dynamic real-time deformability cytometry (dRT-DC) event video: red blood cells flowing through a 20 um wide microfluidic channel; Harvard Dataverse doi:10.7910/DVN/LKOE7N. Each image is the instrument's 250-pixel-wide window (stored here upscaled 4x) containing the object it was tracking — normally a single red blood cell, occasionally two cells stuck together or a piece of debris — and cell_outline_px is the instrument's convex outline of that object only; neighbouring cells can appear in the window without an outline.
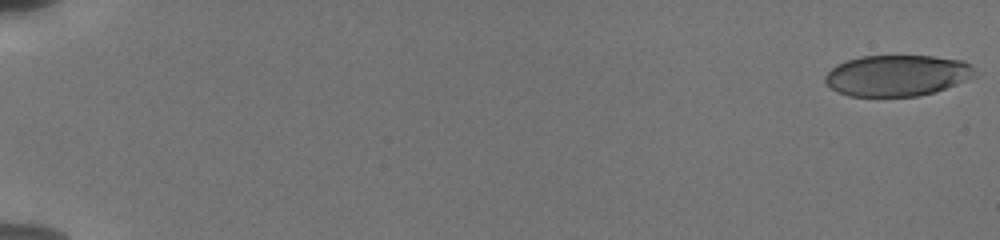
{"species": "human", "species_latin": "Homo sapiens", "temperature_condition": "cold", "stored_images_in_passage": 13, "camera_frame_rate_fps": 3000, "um_per_image_px": 0.085, "donor": {"sex": "male"}, "frame": {"image": 1, "passage_image": 1, "time_ms": 0.0, "image_size_px": [1000, 240], "cell_outline_px": [[976, 76], [936, 92], [916, 96], [848, 96], [836, 92], [824, 80], [824, 76], [836, 64], [860, 56], [932, 56], [964, 60], [972, 68]], "centroid_in_image_um": [76.23, 6.42], "position_along_channel_um": 8.8, "area_um2": 35.84}}
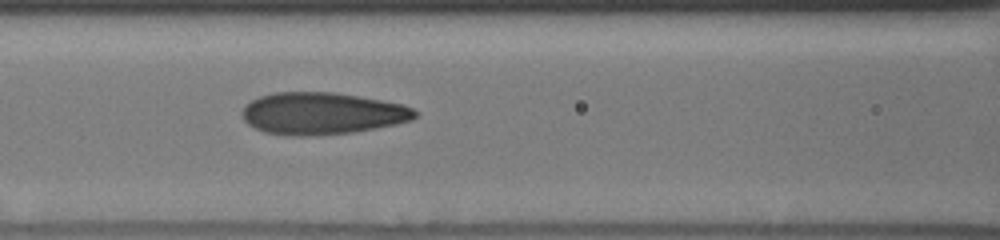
{"frame": {"image": 2, "passage_image": 13, "time_ms": 8.667, "image_size_px": [1000, 240], "cell_outline_px": [[416, 116], [412, 120], [396, 124], [376, 128], [352, 132], [316, 136], [292, 136], [264, 132], [248, 124], [244, 120], [244, 108], [252, 100], [260, 96], [276, 92], [332, 92], [360, 96], [404, 104], [412, 108], [416, 112]], "centroid_in_image_um": [27.41, 9.65], "position_along_channel_um": 139.2, "area_um2": 42.25}}